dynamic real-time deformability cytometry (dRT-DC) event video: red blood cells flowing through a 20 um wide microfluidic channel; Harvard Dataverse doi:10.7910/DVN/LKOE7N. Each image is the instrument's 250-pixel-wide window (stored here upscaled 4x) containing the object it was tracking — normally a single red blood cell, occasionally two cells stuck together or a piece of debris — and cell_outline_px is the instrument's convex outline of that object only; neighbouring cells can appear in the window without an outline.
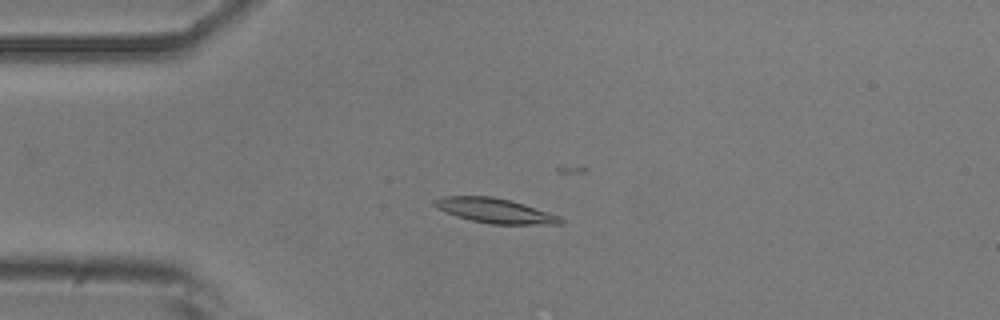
{"species": "common noctule bat (a hibernating species)", "species_latin": "Nyctalus noctula", "temperature_condition": "room temperature", "stored_images_in_passage": 43, "camera_frame_rate_fps": 3000, "um_per_image_px": 0.085, "animal": {"sex": "male", "body_mass_g": 20.5, "forearm_length_mm": 52.5}, "frame": {"image": 1, "passage_image": 14, "time_ms": 4.333, "image_size_px": [1000, 320], "cell_outline_px": [[564, 224], [492, 224], [472, 220], [456, 216], [436, 208], [432, 204], [432, 200], [440, 196], [492, 196], [524, 204], [560, 216], [564, 220]], "centroid_in_image_um": [42.04, 17.9], "position_along_channel_um": 43.0, "area_um2": 18.15}}
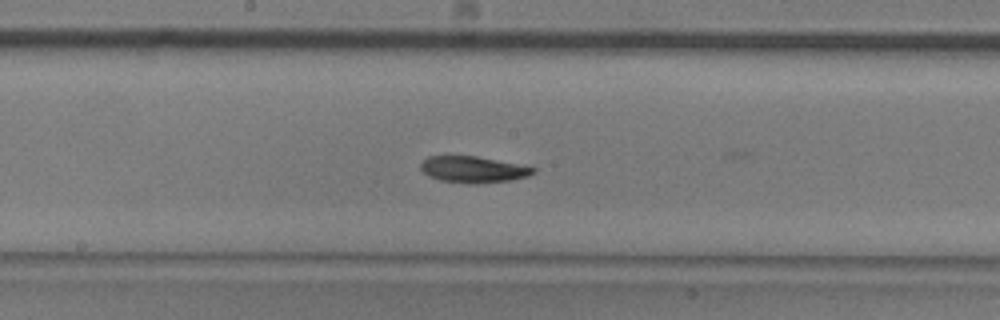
{"frame": {"image": 2, "passage_image": 29, "time_ms": 9.333, "image_size_px": [1000, 320], "cell_outline_px": [[536, 172], [528, 176], [512, 180], [480, 184], [472, 184], [440, 180], [428, 176], [420, 168], [420, 164], [428, 156], [476, 156], [536, 168]], "centroid_in_image_um": [40.21, 14.42], "position_along_channel_um": 208.0, "area_um2": 17.22}}
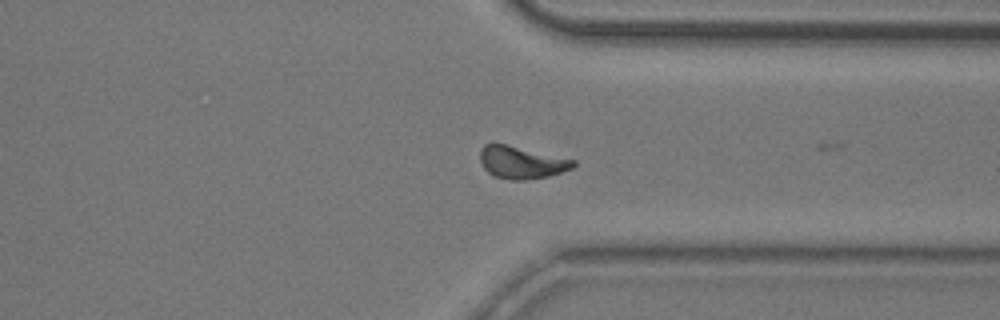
{"frame": {"image": 3, "passage_image": 42, "time_ms": 13.667, "image_size_px": [1000, 320], "cell_outline_px": [[576, 164], [572, 168], [548, 176], [524, 180], [512, 180], [492, 176], [484, 168], [480, 160], [480, 152], [484, 144], [492, 140], [576, 160]], "centroid_in_image_um": [44.28, 13.77], "position_along_channel_um": 367.1, "area_um2": 17.98}}